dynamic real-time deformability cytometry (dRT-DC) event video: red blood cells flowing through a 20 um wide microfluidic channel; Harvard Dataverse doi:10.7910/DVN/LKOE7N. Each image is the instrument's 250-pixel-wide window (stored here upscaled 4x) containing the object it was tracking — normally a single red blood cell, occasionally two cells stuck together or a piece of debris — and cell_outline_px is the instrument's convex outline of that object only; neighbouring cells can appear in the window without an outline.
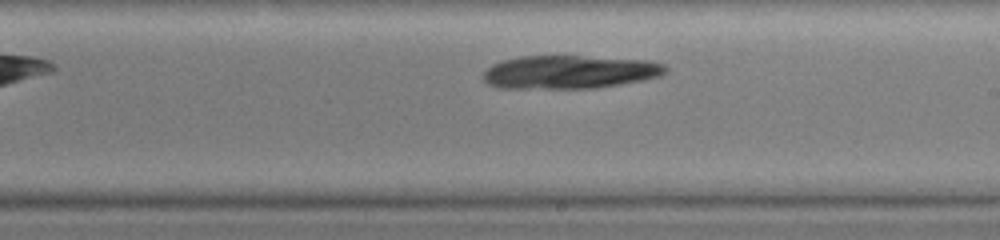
{"species": "common noctule bat (a hibernating species)", "species_latin": "Nyctalus noctula", "temperature_condition": "warm", "stored_images_in_passage": 9, "camera_frame_rate_fps": 3000, "um_per_image_px": 0.085, "animal": {"sex": "female", "body_mass_g": 19.0, "forearm_length_mm": 51.5}, "frame": {"image": 1, "passage_image": 9, "time_ms": 6.333, "image_size_px": [1000, 240], "cell_outline_px": [[668, 72], [660, 76], [644, 80], [596, 88], [504, 88], [488, 84], [480, 76], [492, 64], [504, 60], [520, 56], [580, 56], [648, 60], [664, 64], [668, 68]], "centroid_in_image_um": [48.43, 6.12], "position_along_channel_um": 240.6, "area_um2": 35.49}}